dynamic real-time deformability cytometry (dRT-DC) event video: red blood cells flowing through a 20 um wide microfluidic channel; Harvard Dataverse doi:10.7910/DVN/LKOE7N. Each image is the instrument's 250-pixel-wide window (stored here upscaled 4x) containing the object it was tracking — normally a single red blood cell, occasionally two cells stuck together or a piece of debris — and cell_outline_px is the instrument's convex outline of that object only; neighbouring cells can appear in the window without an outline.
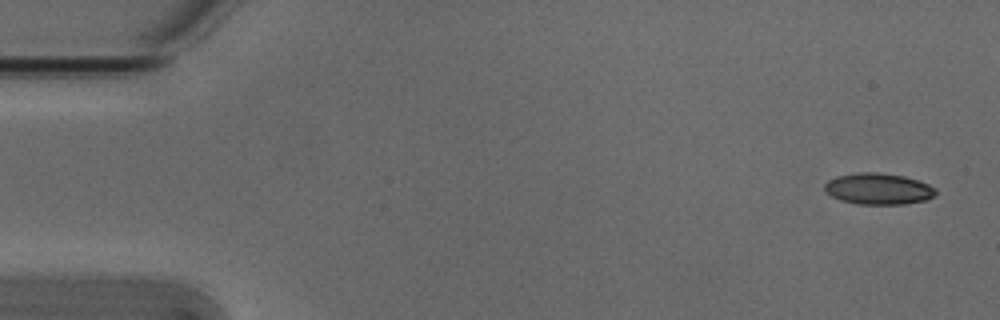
{"species": "Egyptian fruit bat (a non-hibernating species)", "species_latin": "Rousettus aegyptiacus", "temperature_condition": "cold", "stored_images_in_passage": 7, "camera_frame_rate_fps": 3000, "um_per_image_px": 0.085, "animal": {"sex": "male"}, "frame": {"image": 1, "passage_image": 1, "time_ms": 0.0, "image_size_px": [1000, 320], "cell_outline_px": [[936, 192], [932, 196], [924, 200], [904, 204], [856, 204], [840, 200], [832, 196], [824, 188], [824, 184], [828, 180], [836, 176], [856, 172], [876, 172], [904, 176], [928, 184], [936, 188]], "centroid_in_image_um": [74.63, 16.04], "position_along_channel_um": 10.4, "area_um2": 20.17}}
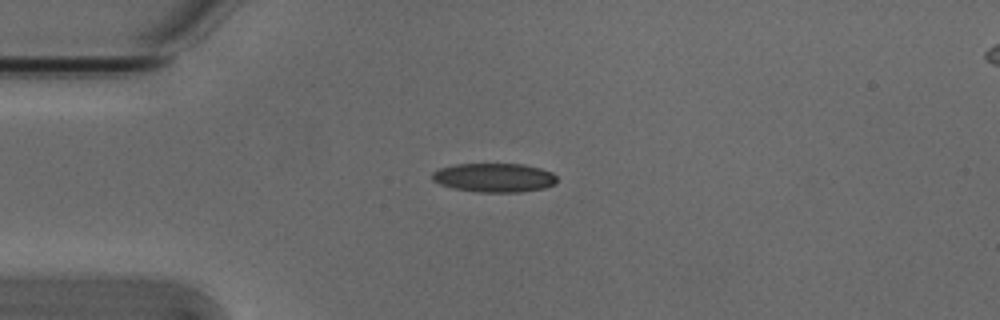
{"frame": {"image": 2, "passage_image": 4, "time_ms": 1.0, "image_size_px": [1000, 320], "cell_outline_px": [[556, 184], [544, 188], [520, 192], [476, 192], [456, 188], [440, 184], [432, 180], [432, 172], [440, 168], [456, 164], [524, 164], [540, 168], [552, 172], [556, 176]], "centroid_in_image_um": [42.02, 15.1], "position_along_channel_um": 43.0, "area_um2": 21.04}}
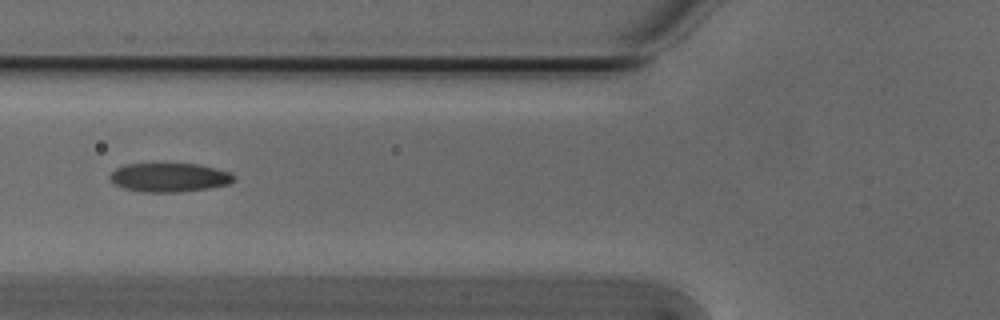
{"frame": {"image": 3, "passage_image": 6, "time_ms": 1.667, "image_size_px": [1000, 320], "cell_outline_px": [[236, 180], [228, 184], [208, 188], [176, 192], [144, 192], [124, 188], [116, 184], [108, 176], [116, 168], [124, 164], [196, 164], [232, 172], [236, 176]], "centroid_in_image_um": [14.42, 15.08], "position_along_channel_um": 111.4, "area_um2": 20.75}}